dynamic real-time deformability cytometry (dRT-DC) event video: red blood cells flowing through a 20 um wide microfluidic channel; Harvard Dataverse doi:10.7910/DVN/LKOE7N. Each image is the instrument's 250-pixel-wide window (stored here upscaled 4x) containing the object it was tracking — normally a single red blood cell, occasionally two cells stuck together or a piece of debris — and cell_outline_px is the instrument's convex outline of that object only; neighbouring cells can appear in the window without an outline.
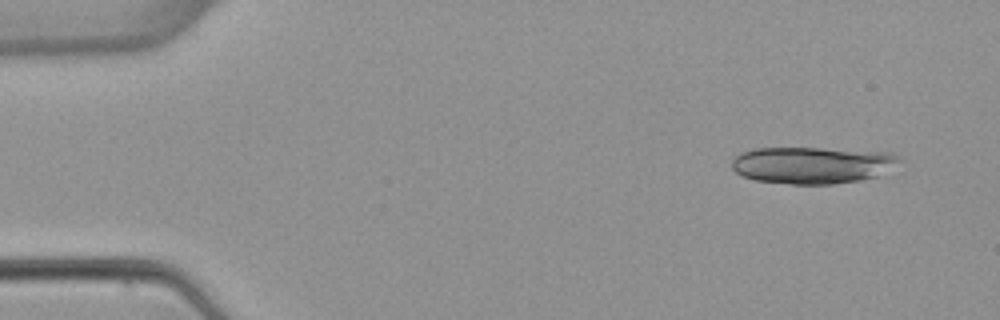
{"species": "common noctule bat (a hibernating species)", "species_latin": "Nyctalus noctula", "temperature_condition": "warm", "stored_images_in_passage": 3, "camera_frame_rate_fps": 3000, "um_per_image_px": 0.085, "animal": {"sex": "female", "body_mass_g": 22.7, "forearm_length_mm": 54.2}, "frame": {"image": 1, "passage_image": 1, "time_ms": 0.0, "image_size_px": [1000, 320], "cell_outline_px": [[904, 160], [876, 176], [860, 180], [832, 184], [792, 184], [752, 180], [740, 176], [732, 168], [732, 160], [740, 152], [756, 148], [820, 148], [888, 152], [900, 156]], "centroid_in_image_um": [69.01, 14.03], "position_along_channel_um": 16.0, "area_um2": 36.13}}